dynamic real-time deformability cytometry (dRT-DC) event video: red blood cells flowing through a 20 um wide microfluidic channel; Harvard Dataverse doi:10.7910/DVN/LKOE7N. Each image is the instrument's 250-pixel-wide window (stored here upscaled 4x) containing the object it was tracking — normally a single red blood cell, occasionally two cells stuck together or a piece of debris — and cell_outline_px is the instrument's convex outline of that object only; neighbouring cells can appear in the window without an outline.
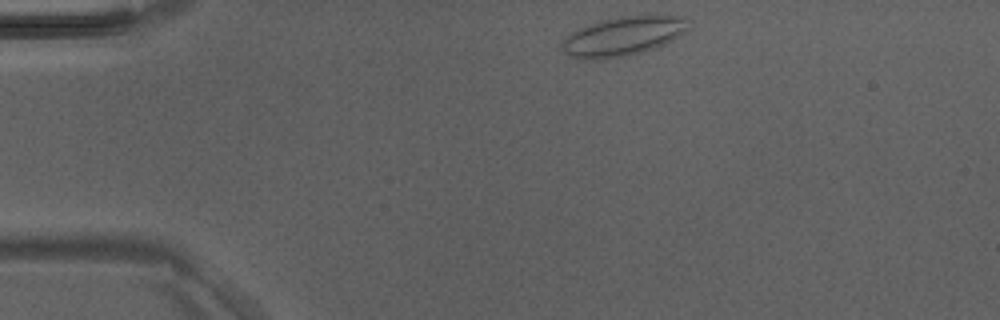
{"species": "Egyptian fruit bat (a non-hibernating species)", "species_latin": "Rousettus aegyptiacus", "temperature_condition": "room temperature", "stored_images_in_passage": 3, "camera_frame_rate_fps": 3000, "um_per_image_px": 0.085, "animal": {"sex": "male"}, "frame": {"image": 1, "passage_image": 1, "time_ms": 0.0, "image_size_px": [1000, 320], "cell_outline_px": [[688, 28], [680, 36], [664, 44], [644, 52], [628, 56], [604, 60], [580, 60], [568, 56], [560, 48], [560, 40], [572, 32], [580, 28], [600, 20], [620, 16], [684, 16]], "centroid_in_image_um": [52.87, 3.12], "position_along_channel_um": 32.1, "area_um2": 29.19}}